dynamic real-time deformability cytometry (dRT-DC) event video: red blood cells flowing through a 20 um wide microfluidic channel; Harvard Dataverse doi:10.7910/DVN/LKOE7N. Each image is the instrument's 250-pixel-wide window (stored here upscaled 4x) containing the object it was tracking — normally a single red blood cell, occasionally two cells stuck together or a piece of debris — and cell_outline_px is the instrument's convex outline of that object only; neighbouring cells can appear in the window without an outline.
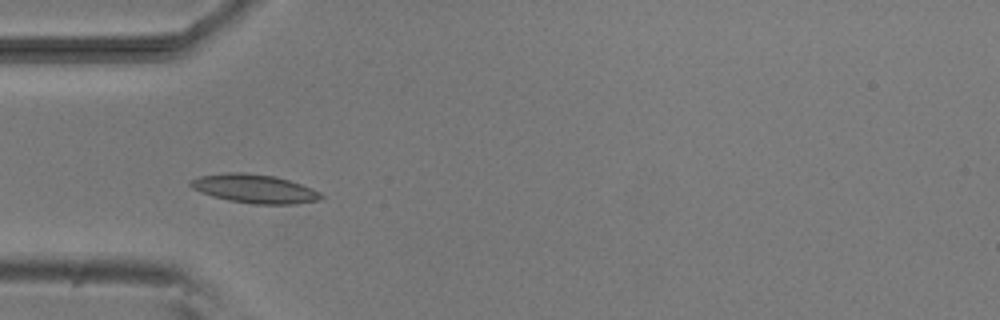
{"species": "common noctule bat (a hibernating species)", "species_latin": "Nyctalus noctula", "temperature_condition": "room temperature", "stored_images_in_passage": 52, "camera_frame_rate_fps": 3000, "um_per_image_px": 0.085, "animal": {"sex": "male", "body_mass_g": 20.5, "forearm_length_mm": 52.5}, "frame": {"image": 1, "passage_image": 15, "time_ms": 4.667, "image_size_px": [1000, 320], "cell_outline_px": [[324, 196], [320, 200], [296, 204], [256, 204], [228, 200], [212, 196], [200, 192], [192, 188], [188, 184], [188, 180], [200, 176], [228, 172], [244, 172], [276, 176], [312, 188], [320, 192]], "centroid_in_image_um": [21.62, 16.04], "position_along_channel_um": 63.4, "area_um2": 21.96}}
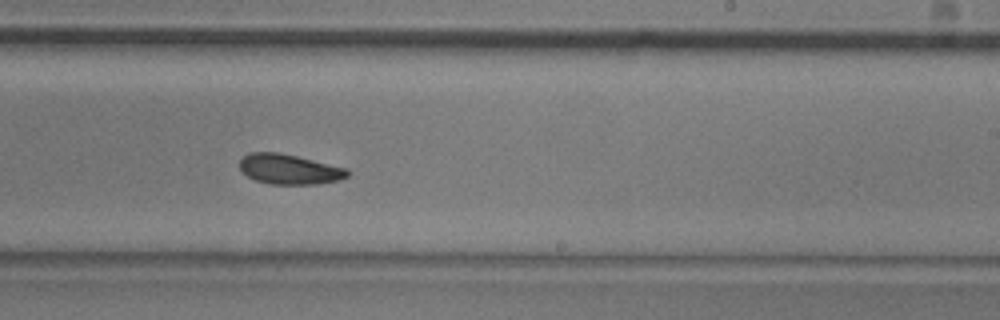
{"frame": {"image": 2, "passage_image": 31, "time_ms": 10.0, "image_size_px": [1000, 320], "cell_outline_px": [[348, 176], [336, 180], [316, 184], [268, 184], [256, 180], [240, 172], [240, 160], [248, 152], [280, 152], [348, 168]], "centroid_in_image_um": [24.55, 14.37], "position_along_channel_um": 264.4, "area_um2": 18.9}}
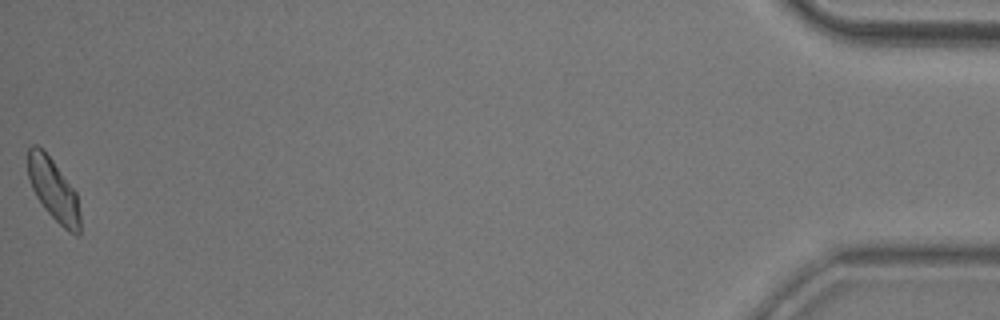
{"frame": {"image": 3, "passage_image": 52, "time_ms": 17.0, "image_size_px": [1000, 320], "cell_outline_px": [[80, 232], [76, 236], [68, 232], [44, 208], [36, 196], [32, 188], [28, 176], [28, 148], [32, 144], [36, 144], [52, 160], [76, 192], [80, 212]], "centroid_in_image_um": [4.55, 16.16], "position_along_channel_um": 430.6, "area_um2": 18.61}, "authors_computed_cell_mechanics": {"area_um2": 19.2185, "velocity_mm_per_s": 3.7768, "shape_relaxation_time_tau1_ms": 3.534, "shape_relaxation_time_tau2_ms": 4.8016, "deformation_change_tau1": 0.1078, "deformation_change_tau2": 0.1002}}